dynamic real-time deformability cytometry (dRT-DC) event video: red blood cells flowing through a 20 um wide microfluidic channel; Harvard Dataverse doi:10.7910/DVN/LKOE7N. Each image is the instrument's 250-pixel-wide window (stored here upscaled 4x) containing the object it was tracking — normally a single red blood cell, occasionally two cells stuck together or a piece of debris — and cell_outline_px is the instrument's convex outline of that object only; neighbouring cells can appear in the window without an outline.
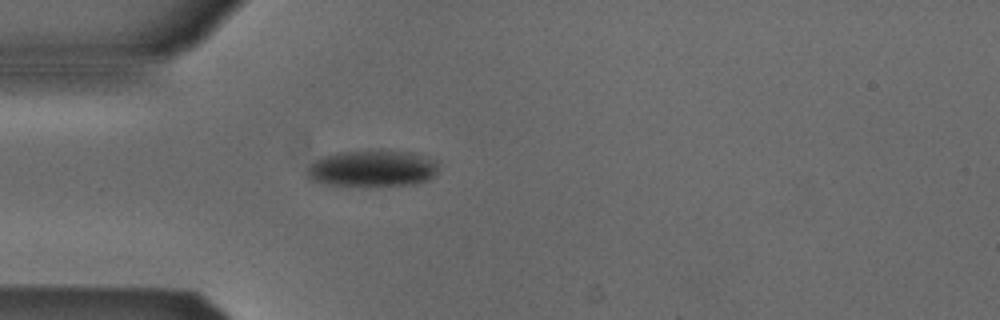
{"species": "Egyptian fruit bat (a non-hibernating species)", "species_latin": "Rousettus aegyptiacus", "temperature_condition": "cold", "stored_images_in_passage": 34, "camera_frame_rate_fps": 3000, "um_per_image_px": 0.085, "animal": {"sex": "male"}, "frame": {"image": 1, "passage_image": 1, "time_ms": 0.0, "image_size_px": [1000, 320], "cell_outline_px": [[436, 176], [428, 180], [416, 184], [328, 184], [308, 180], [304, 172], [320, 156], [336, 152], [380, 148], [388, 148], [412, 152], [436, 160]], "centroid_in_image_um": [31.64, 14.25], "position_along_channel_um": 53.4, "area_um2": 28.38}}
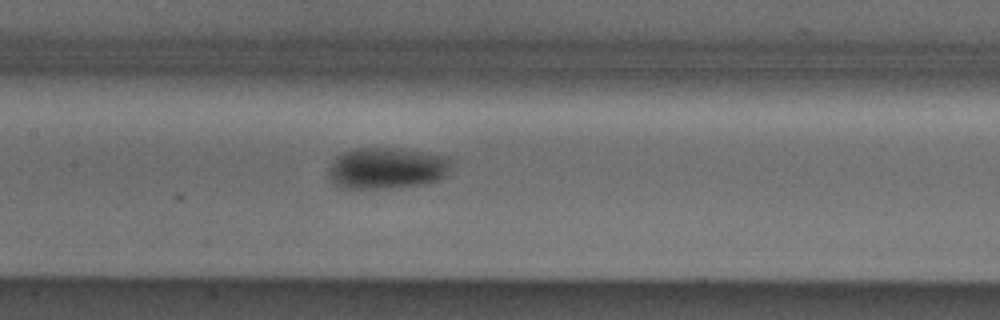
{"frame": {"image": 2, "passage_image": 11, "time_ms": 3.333, "image_size_px": [1000, 320], "cell_outline_px": [[456, 160], [444, 176], [436, 180], [424, 184], [388, 188], [340, 188], [332, 180], [328, 172], [336, 156], [344, 152], [356, 148], [396, 148], [452, 156]], "centroid_in_image_um": [32.95, 14.28], "position_along_channel_um": 174.4, "area_um2": 29.71}}
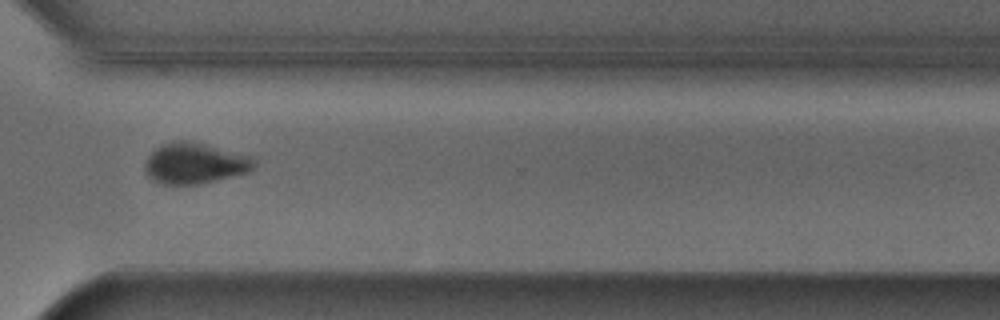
{"frame": {"image": 3, "passage_image": 25, "time_ms": 8.0, "image_size_px": [1000, 320], "cell_outline_px": [[256, 164], [248, 172], [196, 184], [164, 184], [152, 180], [144, 172], [144, 164], [148, 156], [156, 148], [164, 144], [176, 140], [192, 140], [256, 156]], "centroid_in_image_um": [16.58, 13.85], "position_along_channel_um": 354.0, "area_um2": 26.3}}